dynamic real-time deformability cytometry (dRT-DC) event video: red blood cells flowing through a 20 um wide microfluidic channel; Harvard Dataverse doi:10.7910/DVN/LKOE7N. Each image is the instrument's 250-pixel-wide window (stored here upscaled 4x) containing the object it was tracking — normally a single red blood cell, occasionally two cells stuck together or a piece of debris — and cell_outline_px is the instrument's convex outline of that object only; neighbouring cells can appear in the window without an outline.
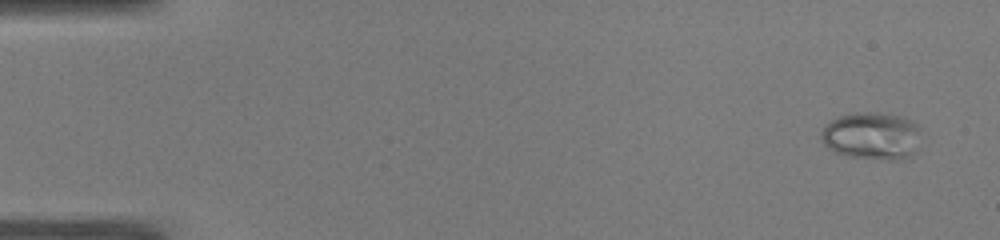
{"species": "common noctule bat (a hibernating species)", "species_latin": "Nyctalus noctula", "temperature_condition": "warm", "stored_images_in_passage": 12, "camera_frame_rate_fps": 3000, "um_per_image_px": 0.085, "animal": {"sex": "male", "body_mass_g": 19.0, "forearm_length_mm": 50.8}, "frame": {"image": 1, "passage_image": 1, "time_ms": 0.0, "image_size_px": [1000, 240], "cell_outline_px": [[920, 152], [912, 156], [896, 160], [888, 160], [848, 156], [832, 152], [824, 144], [820, 136], [820, 132], [832, 120], [840, 116], [856, 112], [888, 112], [912, 120], [920, 128]], "centroid_in_image_um": [74.18, 11.56], "position_along_channel_um": 10.8, "area_um2": 28.38}}